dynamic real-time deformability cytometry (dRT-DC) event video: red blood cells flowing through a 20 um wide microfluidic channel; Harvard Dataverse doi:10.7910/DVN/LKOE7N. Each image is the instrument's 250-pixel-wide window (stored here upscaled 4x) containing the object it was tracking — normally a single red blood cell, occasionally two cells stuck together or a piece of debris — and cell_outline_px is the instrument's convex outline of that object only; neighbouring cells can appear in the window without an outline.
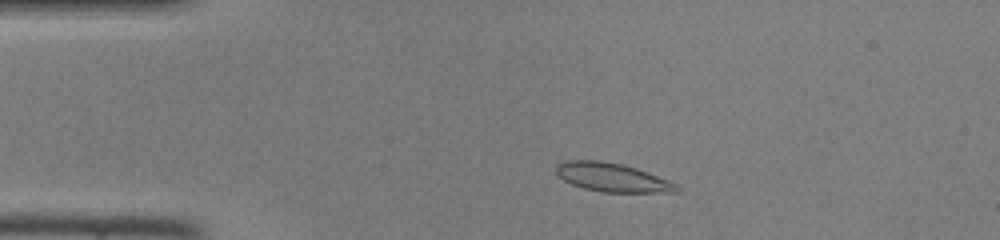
{"species": "common noctule bat (a hibernating species)", "species_latin": "Nyctalus noctula", "temperature_condition": "room temperature", "stored_images_in_passage": 43, "camera_frame_rate_fps": 3000, "um_per_image_px": 0.085, "animal": {"sex": "female", "body_mass_g": 22.0, "forearm_length_mm": 56.7}, "frame": {"image": 1, "passage_image": 6, "time_ms": 1.667, "image_size_px": [1000, 240], "cell_outline_px": [[680, 188], [676, 192], [604, 192], [584, 188], [572, 184], [564, 180], [556, 172], [556, 164], [560, 160], [600, 160], [620, 164], [636, 168], [668, 180], [676, 184]], "centroid_in_image_um": [52.0, 15.07], "position_along_channel_um": 33.0, "area_um2": 20.0}}
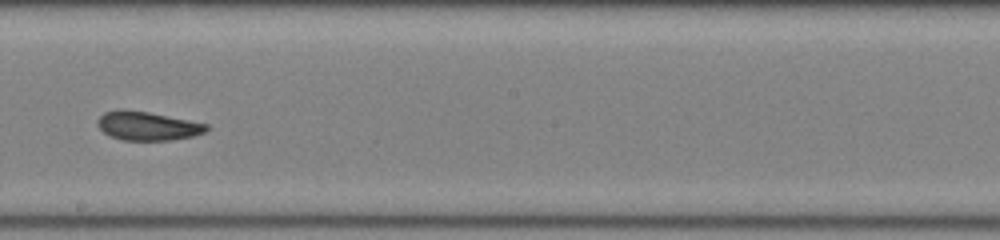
{"frame": {"image": 2, "passage_image": 23, "time_ms": 7.333, "image_size_px": [1000, 240], "cell_outline_px": [[208, 128], [204, 132], [192, 136], [168, 140], [124, 140], [112, 136], [104, 132], [96, 124], [96, 120], [104, 112], [120, 108], [124, 108], [148, 112], [208, 124]], "centroid_in_image_um": [12.48, 10.68], "position_along_channel_um": 235.7, "area_um2": 18.15}}
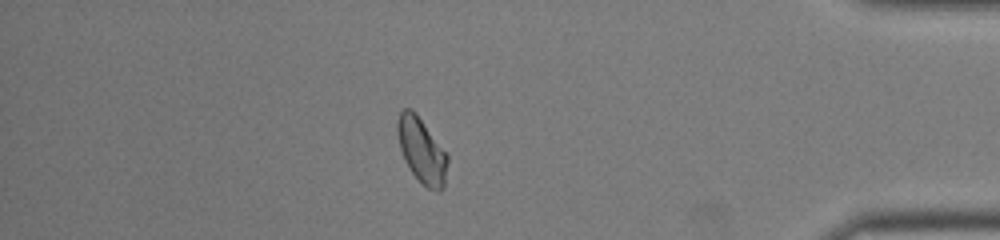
{"frame": {"image": 3, "passage_image": 37, "time_ms": 12.0, "image_size_px": [1000, 240], "cell_outline_px": [[448, 160], [444, 188], [440, 192], [428, 188], [412, 172], [404, 160], [400, 148], [396, 132], [396, 120], [400, 112], [404, 108], [412, 108], [416, 112], [448, 156]], "centroid_in_image_um": [35.82, 12.76], "position_along_channel_um": 399.4, "area_um2": 18.96}}